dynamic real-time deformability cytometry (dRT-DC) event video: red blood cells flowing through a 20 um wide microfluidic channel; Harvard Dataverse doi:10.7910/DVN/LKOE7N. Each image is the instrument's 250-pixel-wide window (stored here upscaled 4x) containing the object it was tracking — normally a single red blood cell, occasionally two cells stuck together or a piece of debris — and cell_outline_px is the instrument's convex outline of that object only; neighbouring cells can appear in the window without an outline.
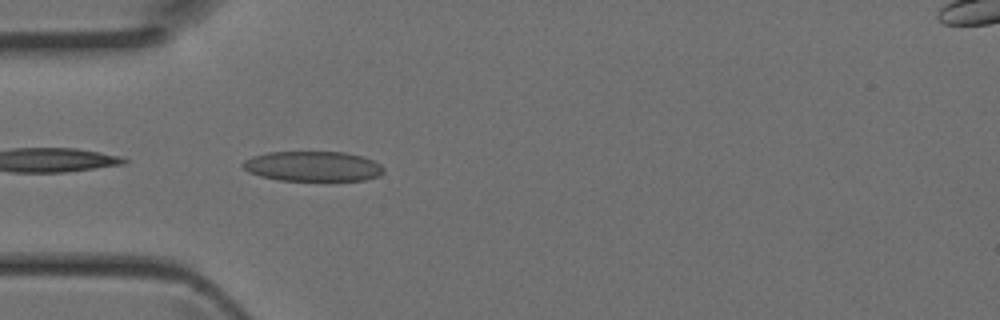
{"species": "Egyptian fruit bat (a non-hibernating species)", "species_latin": "Rousettus aegyptiacus", "temperature_condition": "room temperature", "stored_images_in_passage": 15, "camera_frame_rate_fps": 3000, "um_per_image_px": 0.085, "animal": {"sex": "female"}, "frame": {"image": 1, "passage_image": 13, "time_ms": 4.0, "image_size_px": [1000, 320], "cell_outline_px": [[384, 172], [380, 176], [364, 180], [280, 180], [260, 176], [248, 172], [240, 164], [244, 160], [252, 156], [268, 152], [344, 152], [364, 156], [380, 164], [384, 168]], "centroid_in_image_um": [26.59, 14.13], "position_along_channel_um": 58.4, "area_um2": 24.74}}